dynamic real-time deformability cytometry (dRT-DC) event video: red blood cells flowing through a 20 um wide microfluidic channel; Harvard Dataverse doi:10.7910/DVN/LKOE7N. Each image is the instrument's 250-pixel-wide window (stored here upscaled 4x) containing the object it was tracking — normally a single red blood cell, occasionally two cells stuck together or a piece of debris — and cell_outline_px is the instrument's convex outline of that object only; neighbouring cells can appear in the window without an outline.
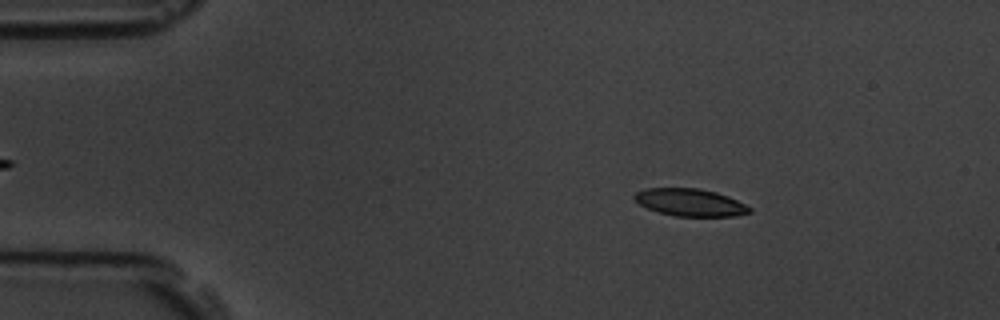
{"species": "common noctule bat (a hibernating species)", "species_latin": "Nyctalus noctula", "temperature_condition": "room temperature", "stored_images_in_passage": 58, "camera_frame_rate_fps": 3000, "um_per_image_px": 0.085, "animal": {"sex": "male", "body_mass_g": 19.5, "forearm_length_mm": 54.6}, "frame": {"image": 1, "passage_image": 9, "time_ms": 2.667, "image_size_px": [1000, 320], "cell_outline_px": [[752, 212], [736, 216], [676, 216], [660, 212], [648, 208], [640, 204], [632, 196], [636, 192], [644, 188], [700, 188], [716, 192], [728, 196], [752, 208]], "centroid_in_image_um": [58.68, 17.2], "position_along_channel_um": 26.3, "area_um2": 18.32}}
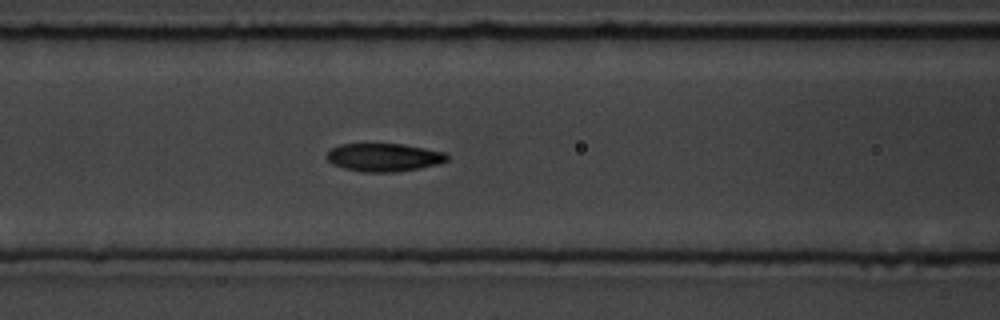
{"frame": {"image": 2, "passage_image": 24, "time_ms": 7.667, "image_size_px": [1000, 320], "cell_outline_px": [[448, 160], [436, 164], [420, 168], [396, 172], [364, 172], [344, 168], [332, 164], [324, 156], [332, 148], [340, 144], [404, 144], [444, 152], [448, 156]], "centroid_in_image_um": [32.6, 13.37], "position_along_channel_um": 134.0, "area_um2": 19.65}}
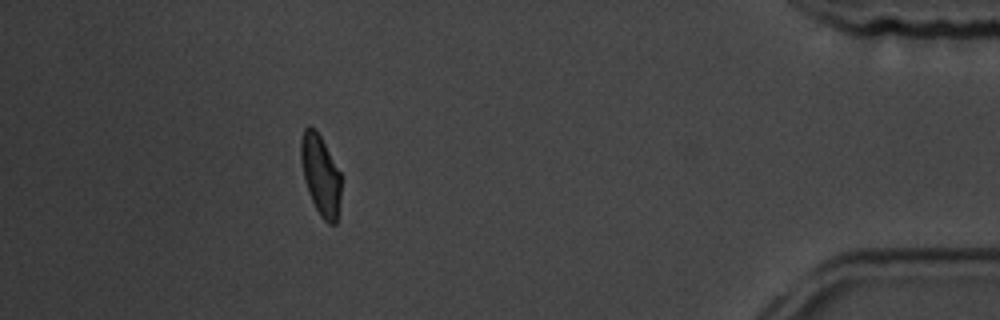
{"frame": {"image": 3, "passage_image": 52, "time_ms": 17.0, "image_size_px": [1000, 320], "cell_outline_px": [[340, 200], [336, 224], [328, 224], [320, 216], [308, 192], [304, 176], [300, 156], [300, 140], [304, 128], [308, 124], [316, 128], [340, 172]], "centroid_in_image_um": [27.23, 14.85], "position_along_channel_um": 408.0, "area_um2": 18.79}, "authors_computed_cell_mechanics": {"area_um2": 19.7098, "velocity_mm_per_s": 3.5096, "shape_relaxation_time_tau1_ms": 4.6201, "shape_relaxation_time_tau2_ms": 2.4767, "deformation_change_tau1": 0.1398, "deformation_change_tau2": 0.0755}}